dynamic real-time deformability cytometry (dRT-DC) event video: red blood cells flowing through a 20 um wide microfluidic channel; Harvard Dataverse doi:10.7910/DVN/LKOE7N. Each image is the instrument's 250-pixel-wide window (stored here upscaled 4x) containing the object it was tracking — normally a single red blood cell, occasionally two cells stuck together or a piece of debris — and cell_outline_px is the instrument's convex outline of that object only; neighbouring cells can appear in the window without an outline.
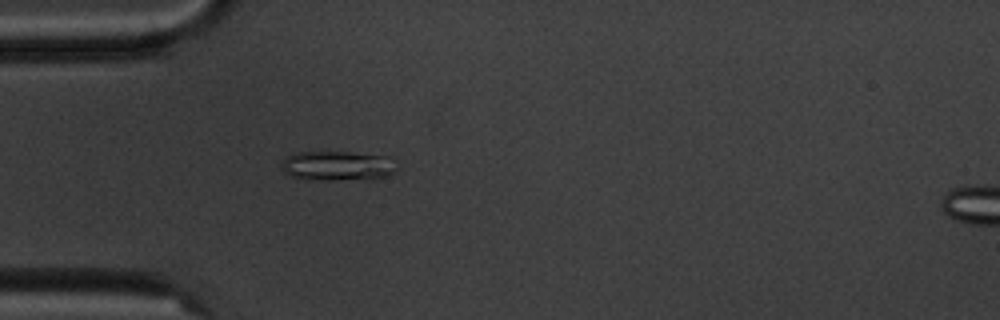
{"species": "common noctule bat (a hibernating species)", "species_latin": "Nyctalus noctula", "temperature_condition": "cold", "stored_images_in_passage": 1, "camera_frame_rate_fps": 3000, "um_per_image_px": 0.085, "animal": {"sex": "male", "body_mass_g": 20.1, "forearm_length_mm": 53.5}, "frame": {"image": 1, "passage_image": 1, "time_ms": 0.0, "image_size_px": [1000, 320], "cell_outline_px": [[396, 172], [384, 176], [332, 180], [308, 180], [292, 176], [284, 172], [280, 168], [284, 160], [288, 156], [296, 152], [320, 148], [388, 156], [396, 160]], "centroid_in_image_um": [28.64, 14.02], "position_along_channel_um": 56.4, "area_um2": 20.69}}